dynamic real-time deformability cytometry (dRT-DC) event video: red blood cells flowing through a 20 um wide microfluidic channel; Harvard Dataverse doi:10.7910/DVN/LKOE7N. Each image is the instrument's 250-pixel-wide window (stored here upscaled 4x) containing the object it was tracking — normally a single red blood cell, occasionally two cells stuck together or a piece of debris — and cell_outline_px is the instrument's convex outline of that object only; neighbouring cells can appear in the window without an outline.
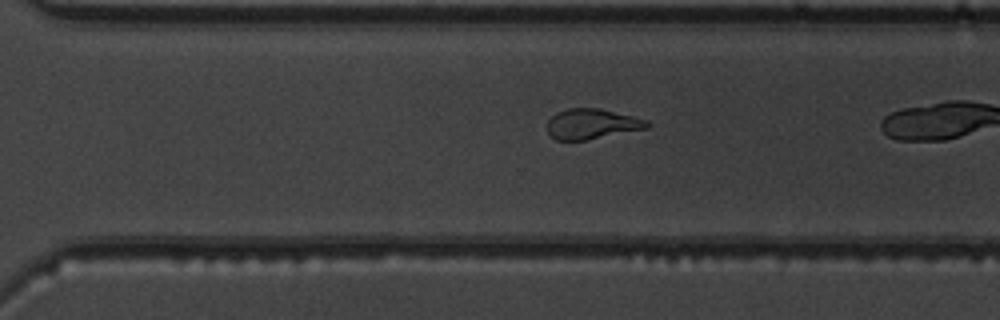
{"species": "common noctule bat (a hibernating species)", "species_latin": "Nyctalus noctula", "temperature_condition": "warm", "stored_images_in_passage": 30, "camera_frame_rate_fps": 3000, "um_per_image_px": 0.085, "animal": {"sex": "male", "body_mass_g": 19.5, "forearm_length_mm": 54.6}, "frame": {"image": 1, "passage_image": 26, "time_ms": 8.333, "image_size_px": [1000, 320], "cell_outline_px": [[652, 124], [648, 128], [588, 140], [556, 140], [548, 132], [548, 120], [556, 112], [568, 108], [600, 108], [648, 120]], "centroid_in_image_um": [50.33, 10.53], "position_along_channel_um": 320.3, "area_um2": 17.69}}